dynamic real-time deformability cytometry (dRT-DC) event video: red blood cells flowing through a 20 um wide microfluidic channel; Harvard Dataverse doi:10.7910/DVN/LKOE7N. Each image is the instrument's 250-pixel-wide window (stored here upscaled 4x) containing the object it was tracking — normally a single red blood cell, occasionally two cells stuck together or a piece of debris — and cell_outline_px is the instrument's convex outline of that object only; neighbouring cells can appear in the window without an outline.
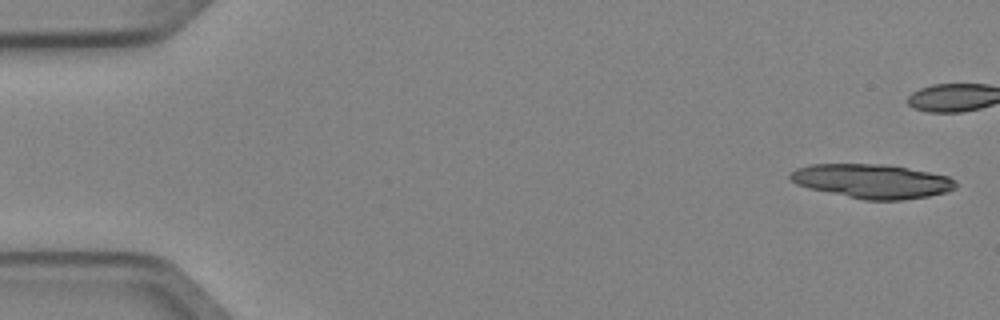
{"species": "Egyptian fruit bat (a non-hibernating species)", "species_latin": "Rousettus aegyptiacus", "temperature_condition": "cold", "stored_images_in_passage": 8, "camera_frame_rate_fps": 3000, "um_per_image_px": 0.085, "animal": {"sex": "female"}, "frame": {"image": 1, "passage_image": 1, "time_ms": 0.0, "image_size_px": [1000, 320], "cell_outline_px": [[956, 188], [948, 192], [928, 196], [900, 200], [864, 200], [808, 188], [796, 184], [788, 176], [796, 168], [812, 164], [888, 164], [948, 176], [956, 180]], "centroid_in_image_um": [74.14, 15.4], "position_along_channel_um": 10.9, "area_um2": 32.95}}